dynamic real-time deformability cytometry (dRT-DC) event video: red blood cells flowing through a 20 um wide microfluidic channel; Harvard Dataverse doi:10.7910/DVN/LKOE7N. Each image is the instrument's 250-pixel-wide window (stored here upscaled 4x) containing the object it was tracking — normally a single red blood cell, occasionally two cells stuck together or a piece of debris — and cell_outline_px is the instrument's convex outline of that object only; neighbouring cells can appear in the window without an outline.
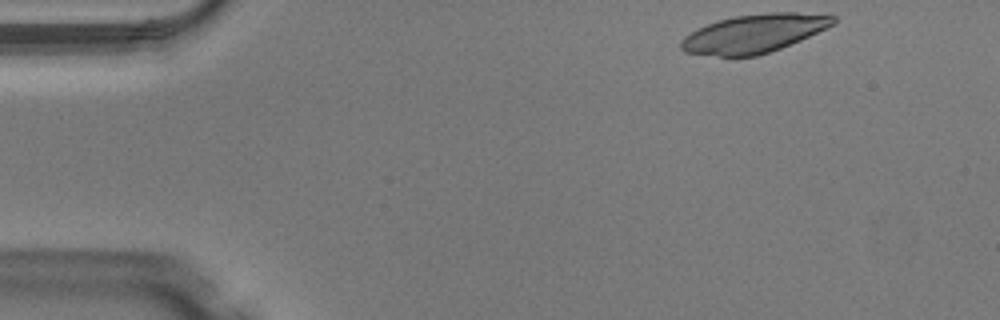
{"species": "Egyptian fruit bat (a non-hibernating species)", "species_latin": "Rousettus aegyptiacus", "temperature_condition": "warm", "stored_images_in_passage": 44, "camera_frame_rate_fps": 3000, "um_per_image_px": 0.085, "animal": {"sex": "male"}, "frame": {"image": 1, "passage_image": 1, "time_ms": 0.0, "image_size_px": [1000, 320], "cell_outline_px": [[836, 20], [832, 24], [800, 40], [780, 48], [756, 56], [720, 56], [684, 52], [680, 48], [680, 40], [684, 36], [708, 24], [720, 20], [736, 16], [772, 12], [796, 12], [836, 16]], "centroid_in_image_um": [64.06, 2.85], "position_along_channel_um": 20.9, "area_um2": 33.41}}